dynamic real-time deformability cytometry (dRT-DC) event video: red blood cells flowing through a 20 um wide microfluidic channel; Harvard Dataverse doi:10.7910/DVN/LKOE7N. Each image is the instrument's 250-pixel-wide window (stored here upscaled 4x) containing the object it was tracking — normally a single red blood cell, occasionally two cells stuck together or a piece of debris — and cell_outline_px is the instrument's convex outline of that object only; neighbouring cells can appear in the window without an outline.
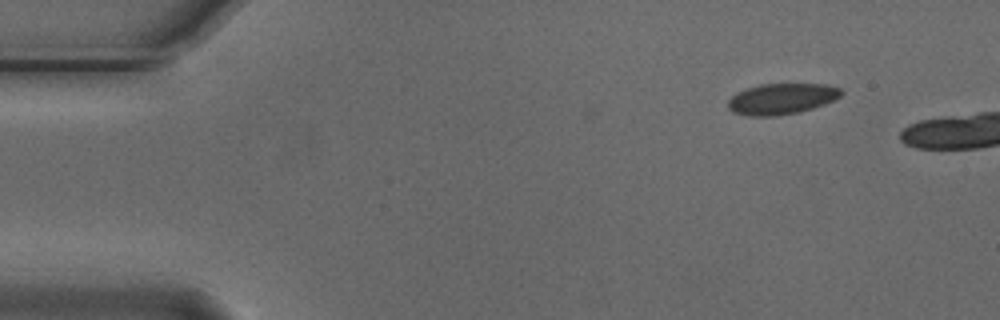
{"species": "Egyptian fruit bat (a non-hibernating species)", "species_latin": "Rousettus aegyptiacus", "temperature_condition": "cold", "stored_images_in_passage": 3, "camera_frame_rate_fps": 3000, "um_per_image_px": 0.085, "animal": {"sex": "male"}, "frame": {"image": 1, "passage_image": 3, "time_ms": 0.667, "image_size_px": [1000, 320], "cell_outline_px": [[844, 92], [840, 96], [824, 104], [800, 112], [776, 116], [748, 116], [732, 112], [728, 108], [728, 100], [736, 92], [760, 84], [824, 84], [840, 88]], "centroid_in_image_um": [66.41, 8.4], "position_along_channel_um": 18.6, "area_um2": 20.4}}